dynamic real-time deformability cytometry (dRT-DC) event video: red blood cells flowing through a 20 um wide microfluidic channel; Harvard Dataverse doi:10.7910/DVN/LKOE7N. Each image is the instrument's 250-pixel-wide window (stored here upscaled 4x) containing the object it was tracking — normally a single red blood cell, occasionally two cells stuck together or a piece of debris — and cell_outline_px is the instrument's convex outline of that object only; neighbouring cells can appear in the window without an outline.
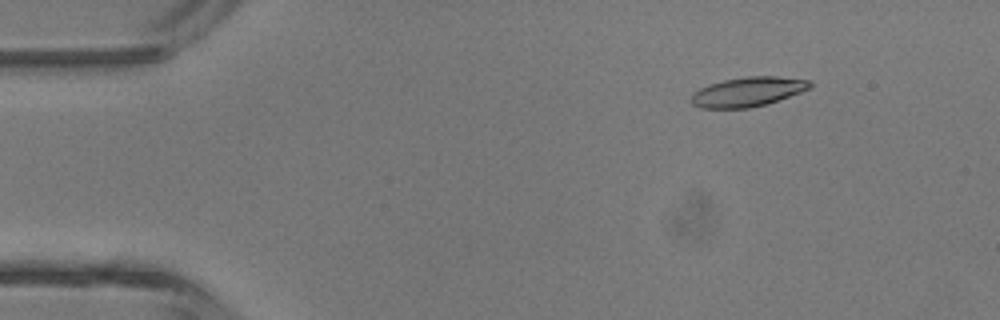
{"species": "common noctule bat (a hibernating species)", "species_latin": "Nyctalus noctula", "temperature_condition": "room temperature", "stored_images_in_passage": 4, "camera_frame_rate_fps": 3000, "um_per_image_px": 0.085, "animal": {"sex": "male", "body_mass_g": 13.3}, "frame": {"image": 1, "passage_image": 2, "time_ms": 1.0, "image_size_px": [1000, 320], "cell_outline_px": [[812, 84], [808, 88], [800, 92], [764, 104], [748, 108], [700, 108], [692, 104], [692, 92], [700, 88], [724, 80], [748, 76], [776, 76], [812, 80]], "centroid_in_image_um": [63.55, 7.79], "position_along_channel_um": 21.5, "area_um2": 20.06}}